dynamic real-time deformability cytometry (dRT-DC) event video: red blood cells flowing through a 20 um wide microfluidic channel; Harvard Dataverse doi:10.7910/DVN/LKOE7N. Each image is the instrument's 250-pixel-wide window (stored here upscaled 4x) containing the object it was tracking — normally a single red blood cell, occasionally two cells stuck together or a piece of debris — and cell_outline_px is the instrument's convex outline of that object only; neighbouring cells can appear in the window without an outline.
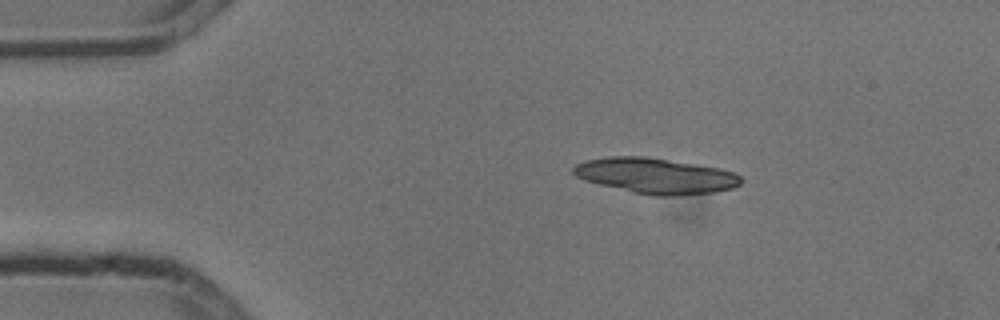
{"species": "common noctule bat (a hibernating species)", "species_latin": "Nyctalus noctula", "temperature_condition": "cold", "stored_images_in_passage": 30, "camera_frame_rate_fps": 3000, "um_per_image_px": 0.085, "animal": {"sex": "male", "body_mass_g": 13.3}, "frame": {"image": 1, "passage_image": 1, "time_ms": 0.0, "image_size_px": [1000, 320], "cell_outline_px": [[744, 180], [740, 184], [732, 188], [712, 192], [676, 196], [652, 196], [632, 192], [584, 180], [576, 176], [572, 172], [572, 168], [576, 164], [584, 160], [608, 156], [644, 156], [696, 164], [720, 168], [732, 172], [740, 176]], "centroid_in_image_um": [55.71, 14.94], "position_along_channel_um": 29.3, "area_um2": 34.8}}
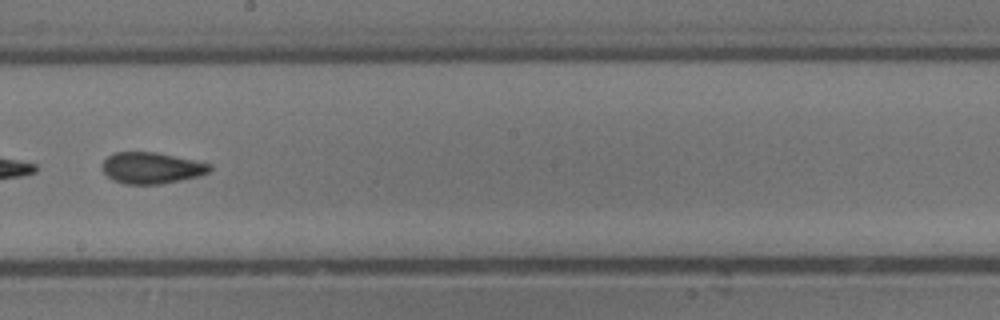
{"frame": {"image": 2, "passage_image": 22, "time_ms": 7.0, "image_size_px": [1000, 320], "cell_outline_px": [[212, 168], [208, 172], [196, 176], [180, 180], [160, 184], [124, 184], [112, 180], [104, 172], [104, 160], [112, 152], [156, 152], [212, 164]], "centroid_in_image_um": [12.87, 14.27], "position_along_channel_um": 235.3, "area_um2": 19.42}}
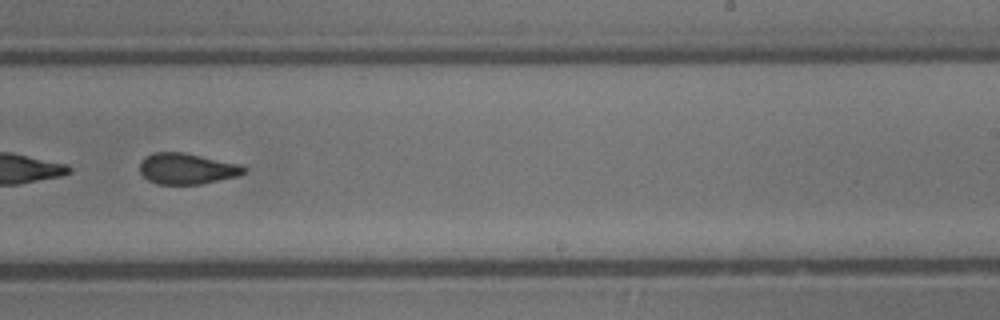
{"frame": {"image": 3, "passage_image": 25, "time_ms": 8.0, "image_size_px": [1000, 320], "cell_outline_px": [[248, 168], [244, 172], [236, 176], [200, 184], [156, 184], [148, 180], [140, 172], [140, 164], [152, 152], [184, 152], [244, 164]], "centroid_in_image_um": [15.93, 14.33], "position_along_channel_um": 273.1, "area_um2": 18.84}}